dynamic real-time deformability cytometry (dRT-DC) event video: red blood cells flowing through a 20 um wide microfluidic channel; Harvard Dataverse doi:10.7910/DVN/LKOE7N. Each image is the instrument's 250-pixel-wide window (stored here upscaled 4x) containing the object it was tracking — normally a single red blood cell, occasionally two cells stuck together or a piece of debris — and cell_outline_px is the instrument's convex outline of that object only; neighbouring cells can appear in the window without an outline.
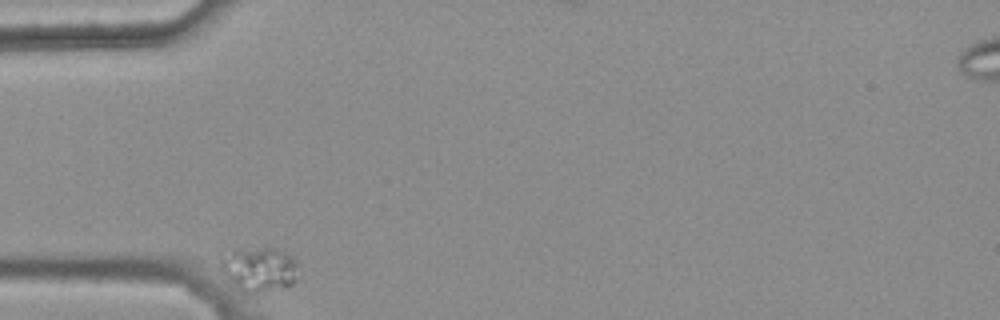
{"species": "common noctule bat (a hibernating species)", "species_latin": "Nyctalus noctula", "temperature_condition": "warm", "stored_images_in_passage": 35, "camera_frame_rate_fps": 3000, "um_per_image_px": 0.085, "animal": {"sex": "female", "body_mass_g": 25.1}, "frame": {"image": 1, "passage_image": 1, "time_ms": 0.0, "image_size_px": [1000, 320], "cell_outline_px": [[296, 280], [292, 284], [284, 288], [256, 292], [244, 292], [220, 268], [220, 252], [232, 248], [276, 248], [292, 256], [296, 260]], "centroid_in_image_um": [22.0, 22.82], "position_along_channel_um": 63.0, "area_um2": 20.11}}
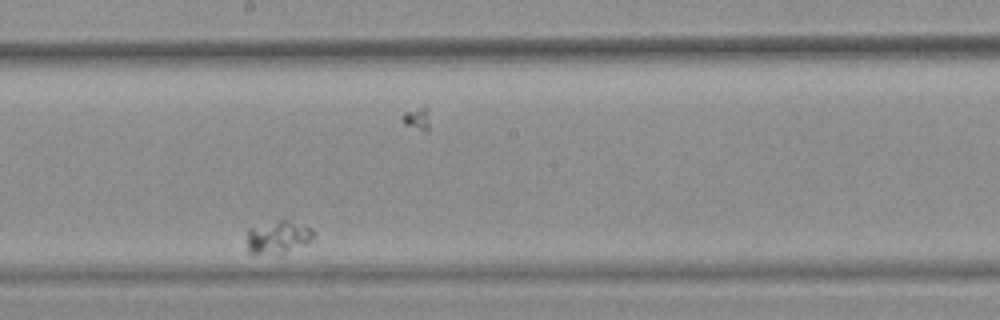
{"frame": {"image": 2, "passage_image": 20, "time_ms": 6.333, "image_size_px": [1000, 320], "cell_outline_px": [[316, 240], [280, 256], [248, 252], [244, 236], [248, 228], [280, 220], [288, 220], [312, 228]], "centroid_in_image_um": [23.63, 20.2], "position_along_channel_um": 224.6, "area_um2": 13.47}}
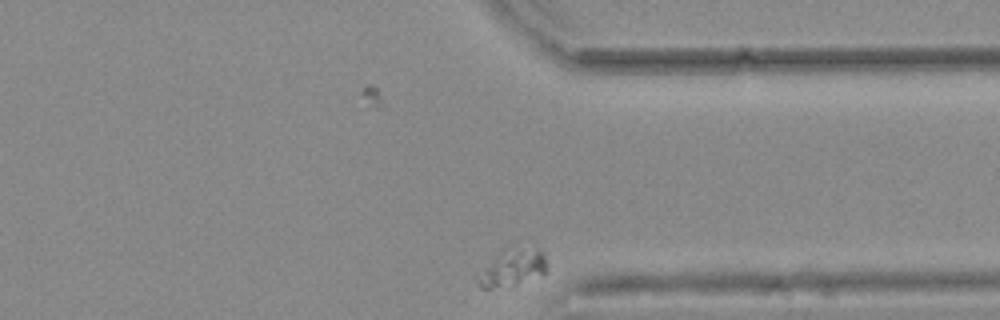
{"frame": {"image": 3, "passage_image": 35, "time_ms": 11.333, "image_size_px": [1000, 320], "cell_outline_px": [[548, 272], [544, 276], [512, 288], [480, 288], [476, 284], [476, 276], [500, 248], [508, 244], [540, 248], [544, 252], [548, 264]], "centroid_in_image_um": [43.61, 22.73], "position_along_channel_um": 367.8, "area_um2": 16.76}}